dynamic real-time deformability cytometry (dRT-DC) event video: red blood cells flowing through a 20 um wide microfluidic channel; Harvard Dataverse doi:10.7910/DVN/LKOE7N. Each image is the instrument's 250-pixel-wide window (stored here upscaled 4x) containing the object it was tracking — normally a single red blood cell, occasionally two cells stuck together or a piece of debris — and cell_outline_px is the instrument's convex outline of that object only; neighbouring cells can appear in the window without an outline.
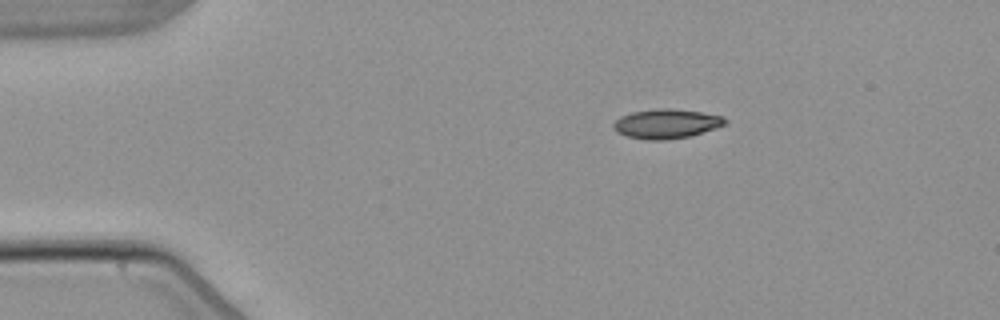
{"species": "common noctule bat (a hibernating species)", "species_latin": "Nyctalus noctula", "temperature_condition": "warm", "stored_images_in_passage": 4, "camera_frame_rate_fps": 3000, "um_per_image_px": 0.085, "animal": {"sex": "male", "body_mass_g": 21.5, "forearm_length_mm": 52.0}, "frame": {"image": 1, "passage_image": 1, "time_ms": 0.0, "image_size_px": [1000, 320], "cell_outline_px": [[728, 120], [724, 124], [716, 128], [692, 136], [664, 140], [644, 140], [628, 136], [616, 132], [612, 128], [612, 124], [620, 116], [632, 112], [660, 108], [668, 108], [700, 112], [724, 116]], "centroid_in_image_um": [56.63, 10.52], "position_along_channel_um": 28.4, "area_um2": 19.25}}
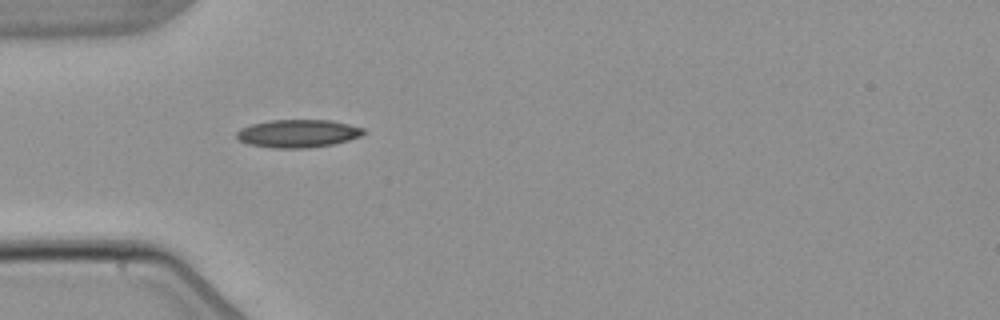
{"frame": {"image": 2, "passage_image": 3, "time_ms": 2.333, "image_size_px": [1000, 320], "cell_outline_px": [[368, 132], [360, 136], [348, 140], [332, 144], [308, 148], [272, 148], [248, 144], [240, 140], [236, 136], [236, 132], [240, 128], [252, 124], [272, 120], [332, 120], [364, 128]], "centroid_in_image_um": [25.34, 11.34], "position_along_channel_um": 59.7, "area_um2": 20.69}}
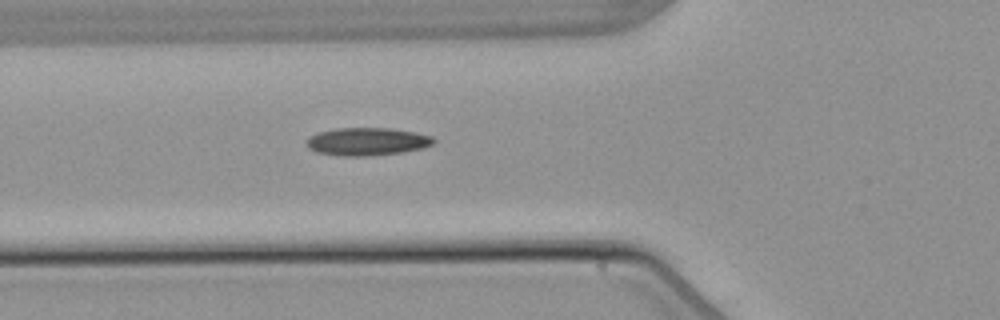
{"frame": {"image": 3, "passage_image": 4, "time_ms": 3.333, "image_size_px": [1000, 320], "cell_outline_px": [[436, 140], [432, 144], [420, 148], [400, 152], [372, 156], [344, 156], [316, 152], [308, 148], [304, 140], [308, 136], [316, 132], [336, 128], [392, 128], [416, 132], [432, 136]], "centroid_in_image_um": [31.14, 12.02], "position_along_channel_um": 94.7, "area_um2": 20.81}}